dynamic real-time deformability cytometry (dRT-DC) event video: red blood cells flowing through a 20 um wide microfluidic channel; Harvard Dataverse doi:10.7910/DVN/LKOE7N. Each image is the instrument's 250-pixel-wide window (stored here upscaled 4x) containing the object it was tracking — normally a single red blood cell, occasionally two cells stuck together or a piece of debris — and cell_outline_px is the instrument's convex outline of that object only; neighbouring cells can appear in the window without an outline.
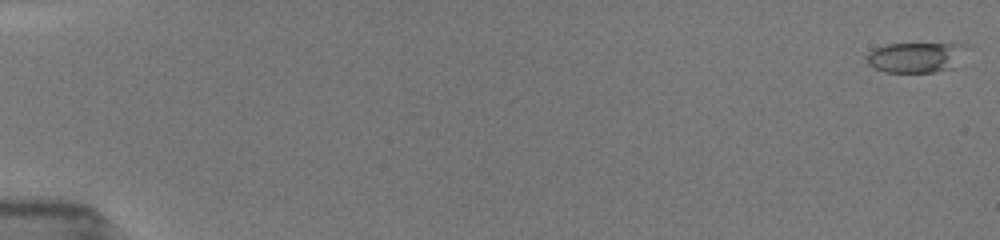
{"species": "common noctule bat (a hibernating species)", "species_latin": "Nyctalus noctula", "temperature_condition": "room temperature", "stored_images_in_passage": 9, "camera_frame_rate_fps": 3000, "um_per_image_px": 0.085, "animal": {"sex": "female", "body_mass_g": 19.5, "forearm_length_mm": 54.1}, "frame": {"image": 1, "passage_image": 1, "time_ms": 0.0, "image_size_px": [1000, 240], "cell_outline_px": [[968, 44], [952, 68], [936, 72], [884, 72], [872, 68], [868, 64], [868, 52], [872, 48], [888, 44]], "centroid_in_image_um": [77.76, 4.88], "position_along_channel_um": 7.2, "area_um2": 17.4}}
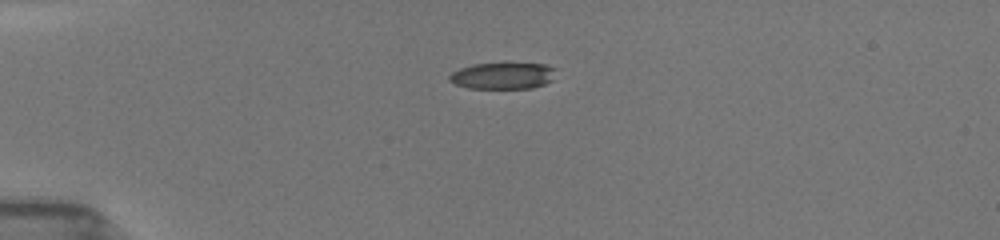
{"frame": {"image": 2, "passage_image": 6, "time_ms": 4.333, "image_size_px": [1000, 240], "cell_outline_px": [[556, 68], [552, 80], [544, 84], [532, 88], [468, 88], [456, 84], [448, 80], [448, 76], [452, 72], [460, 68], [472, 64], [548, 64]], "centroid_in_image_um": [42.74, 6.44], "position_along_channel_um": 42.3, "area_um2": 16.36}}
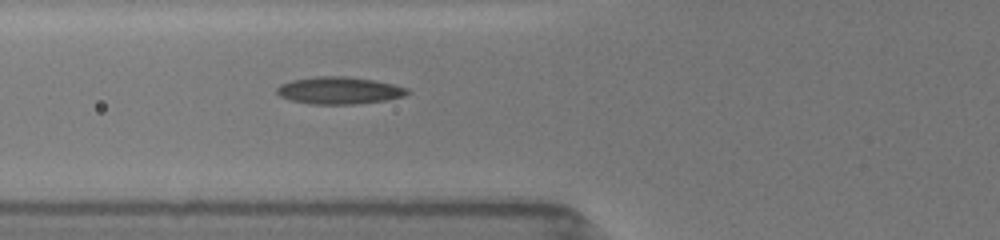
{"frame": {"image": 3, "passage_image": 9, "time_ms": 6.667, "image_size_px": [1000, 240], "cell_outline_px": [[412, 92], [404, 96], [384, 100], [356, 104], [312, 104], [292, 100], [280, 96], [276, 92], [276, 88], [280, 84], [292, 80], [316, 76], [348, 76], [372, 80], [392, 84], [408, 88]], "centroid_in_image_um": [28.83, 7.68], "position_along_channel_um": 97.0, "area_um2": 20.63}}